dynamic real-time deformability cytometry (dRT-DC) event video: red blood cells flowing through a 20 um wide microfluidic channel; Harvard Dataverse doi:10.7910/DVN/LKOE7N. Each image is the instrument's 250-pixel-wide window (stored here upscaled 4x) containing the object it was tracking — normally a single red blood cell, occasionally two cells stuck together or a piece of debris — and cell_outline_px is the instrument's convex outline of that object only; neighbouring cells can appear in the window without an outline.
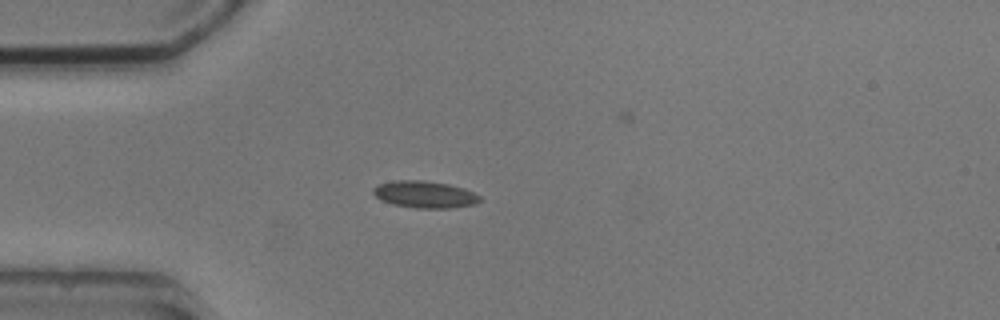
{"species": "common noctule bat (a hibernating species)", "species_latin": "Nyctalus noctula", "temperature_condition": "cold", "stored_images_in_passage": 4, "camera_frame_rate_fps": 3000, "um_per_image_px": 0.085, "animal": {"sex": "male", "body_mass_g": 20.5, "forearm_length_mm": 52.5}, "frame": {"image": 1, "passage_image": 3, "time_ms": 2.333, "image_size_px": [1000, 320], "cell_outline_px": [[480, 200], [476, 204], [448, 208], [416, 208], [392, 204], [376, 196], [372, 192], [372, 188], [376, 184], [392, 180], [424, 180], [448, 184], [464, 188], [480, 196]], "centroid_in_image_um": [36.07, 16.51], "position_along_channel_um": 48.9, "area_um2": 16.76}}